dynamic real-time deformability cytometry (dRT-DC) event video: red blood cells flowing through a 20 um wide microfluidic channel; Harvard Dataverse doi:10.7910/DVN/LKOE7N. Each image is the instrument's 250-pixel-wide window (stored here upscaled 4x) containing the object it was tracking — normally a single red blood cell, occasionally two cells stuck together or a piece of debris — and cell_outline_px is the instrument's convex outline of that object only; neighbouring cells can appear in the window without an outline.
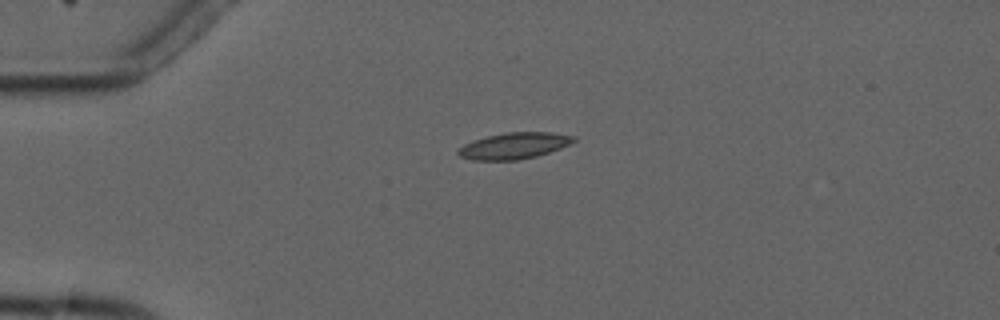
{"species": "common noctule bat (a hibernating species)", "species_latin": "Nyctalus noctula", "temperature_condition": "cold", "stored_images_in_passage": 5, "camera_frame_rate_fps": 3000, "um_per_image_px": 0.085, "animal": {"sex": "male", "forearm_length_mm": 52.5}, "frame": {"image": 1, "passage_image": 5, "time_ms": 5.667, "image_size_px": [1000, 320], "cell_outline_px": [[576, 140], [560, 148], [536, 156], [516, 160], [472, 160], [460, 156], [456, 152], [456, 148], [472, 140], [488, 136], [508, 132], [552, 132], [576, 136]], "centroid_in_image_um": [43.66, 12.38], "position_along_channel_um": 41.3, "area_um2": 17.69}}